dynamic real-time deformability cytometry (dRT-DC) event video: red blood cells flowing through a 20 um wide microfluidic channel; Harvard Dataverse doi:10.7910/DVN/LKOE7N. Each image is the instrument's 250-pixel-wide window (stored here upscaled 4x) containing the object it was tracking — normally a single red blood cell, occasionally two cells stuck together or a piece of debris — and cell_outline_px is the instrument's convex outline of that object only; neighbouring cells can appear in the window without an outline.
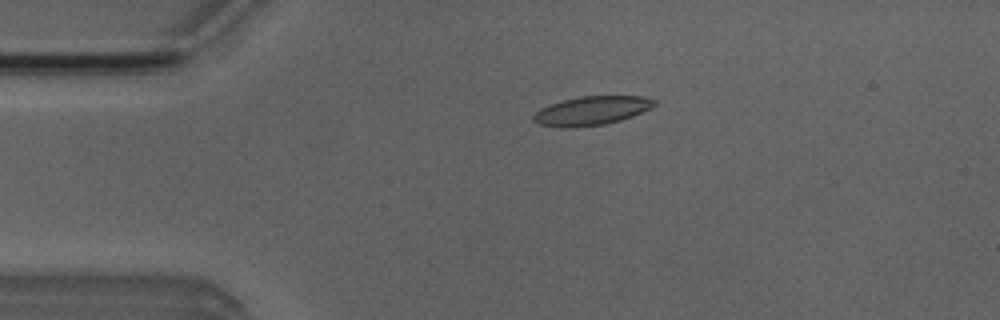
{"species": "Egyptian fruit bat (a non-hibernating species)", "species_latin": "Rousettus aegyptiacus", "temperature_condition": "room temperature", "stored_images_in_passage": 5, "camera_frame_rate_fps": 3000, "um_per_image_px": 0.085, "animal": {"sex": "male"}, "frame": {"image": 1, "passage_image": 5, "time_ms": 4.667, "image_size_px": [1000, 320], "cell_outline_px": [[656, 104], [652, 108], [632, 116], [620, 120], [604, 124], [564, 128], [540, 124], [532, 120], [532, 116], [540, 108], [548, 104], [560, 100], [580, 96], [644, 96], [656, 100]], "centroid_in_image_um": [50.27, 9.39], "position_along_channel_um": 34.7, "area_um2": 20.4}}